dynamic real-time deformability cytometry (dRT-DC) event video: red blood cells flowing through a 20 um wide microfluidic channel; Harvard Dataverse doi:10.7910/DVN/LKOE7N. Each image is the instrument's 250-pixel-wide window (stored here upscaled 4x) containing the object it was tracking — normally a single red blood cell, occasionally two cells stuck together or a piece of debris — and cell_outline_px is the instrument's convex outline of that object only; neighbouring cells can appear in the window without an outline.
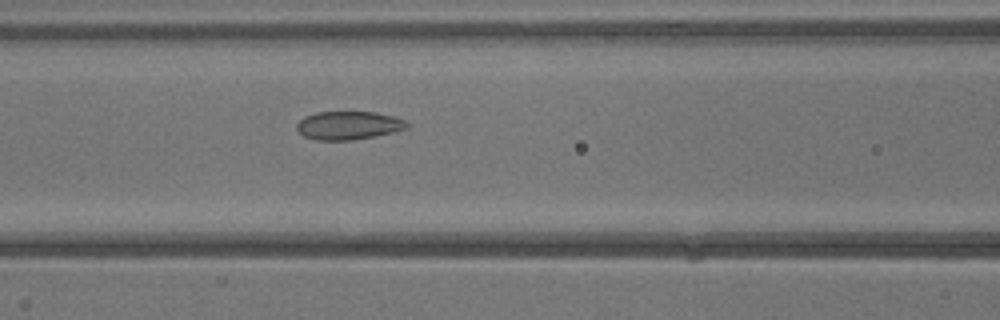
{"species": "common noctule bat (a hibernating species)", "species_latin": "Nyctalus noctula", "temperature_condition": "warm", "stored_images_in_passage": 10, "camera_frame_rate_fps": 3000, "um_per_image_px": 0.085, "animal": {"sex": "male", "body_mass_g": 13.3}, "frame": {"image": 1, "passage_image": 9, "time_ms": 2.667, "image_size_px": [1000, 320], "cell_outline_px": [[408, 128], [392, 132], [352, 140], [316, 140], [304, 136], [296, 128], [296, 124], [304, 116], [316, 112], [376, 112], [392, 116], [404, 120], [408, 124]], "centroid_in_image_um": [29.59, 10.65], "position_along_channel_um": 137.0, "area_um2": 18.03}}